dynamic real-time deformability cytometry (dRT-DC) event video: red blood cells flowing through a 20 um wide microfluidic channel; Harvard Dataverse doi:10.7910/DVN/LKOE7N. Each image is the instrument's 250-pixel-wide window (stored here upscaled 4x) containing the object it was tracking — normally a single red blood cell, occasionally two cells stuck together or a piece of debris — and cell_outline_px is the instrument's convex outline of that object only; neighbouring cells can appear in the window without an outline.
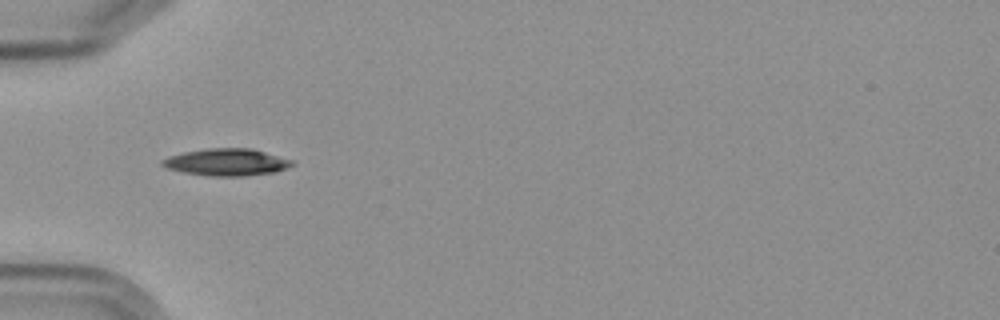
{"species": "Egyptian fruit bat (a non-hibernating species)", "species_latin": "Rousettus aegyptiacus", "temperature_condition": "cold", "stored_images_in_passage": 5, "camera_frame_rate_fps": 3000, "um_per_image_px": 0.085, "frame": {"image": 1, "passage_image": 3, "time_ms": 2.333, "image_size_px": [1000, 320], "cell_outline_px": [[296, 164], [288, 168], [276, 172], [244, 176], [212, 176], [184, 172], [168, 168], [160, 164], [160, 160], [168, 156], [184, 152], [208, 148], [252, 148], [292, 160]], "centroid_in_image_um": [19.28, 13.78], "position_along_channel_um": 65.7, "area_um2": 20.52}}
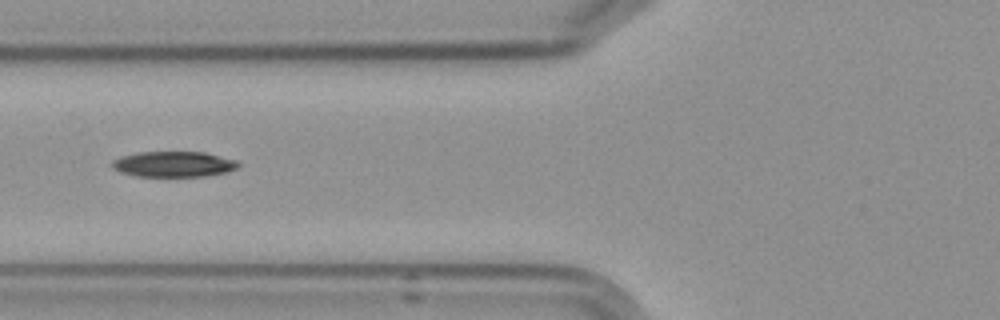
{"frame": {"image": 2, "passage_image": 4, "time_ms": 3.667, "image_size_px": [1000, 320], "cell_outline_px": [[240, 164], [236, 168], [224, 172], [204, 176], [136, 176], [120, 172], [112, 168], [108, 164], [112, 160], [120, 156], [136, 152], [204, 152], [236, 160]], "centroid_in_image_um": [14.67, 13.94], "position_along_channel_um": 111.1, "area_um2": 18.84}}